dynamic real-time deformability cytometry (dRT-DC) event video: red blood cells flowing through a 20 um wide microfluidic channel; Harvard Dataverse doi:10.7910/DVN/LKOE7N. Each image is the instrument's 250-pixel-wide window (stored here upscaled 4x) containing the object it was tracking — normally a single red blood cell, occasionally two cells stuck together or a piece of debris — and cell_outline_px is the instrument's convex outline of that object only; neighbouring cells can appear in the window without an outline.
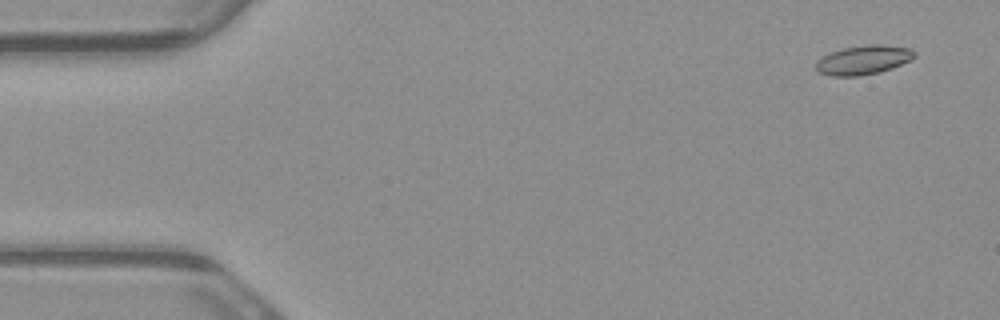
{"species": "common noctule bat (a hibernating species)", "species_latin": "Nyctalus noctula", "temperature_condition": "warm", "stored_images_in_passage": 4, "camera_frame_rate_fps": 3000, "um_per_image_px": 0.085, "animal": {"sex": "male", "body_mass_g": 23.1, "forearm_length_mm": 52.7}, "frame": {"image": 1, "passage_image": 1, "time_ms": 0.0, "image_size_px": [1000, 320], "cell_outline_px": [[916, 56], [912, 60], [892, 68], [880, 72], [860, 76], [832, 76], [816, 72], [816, 60], [832, 52], [844, 48], [868, 44], [880, 44], [912, 48], [916, 52]], "centroid_in_image_um": [73.42, 5.1], "position_along_channel_um": 11.6, "area_um2": 16.94}}